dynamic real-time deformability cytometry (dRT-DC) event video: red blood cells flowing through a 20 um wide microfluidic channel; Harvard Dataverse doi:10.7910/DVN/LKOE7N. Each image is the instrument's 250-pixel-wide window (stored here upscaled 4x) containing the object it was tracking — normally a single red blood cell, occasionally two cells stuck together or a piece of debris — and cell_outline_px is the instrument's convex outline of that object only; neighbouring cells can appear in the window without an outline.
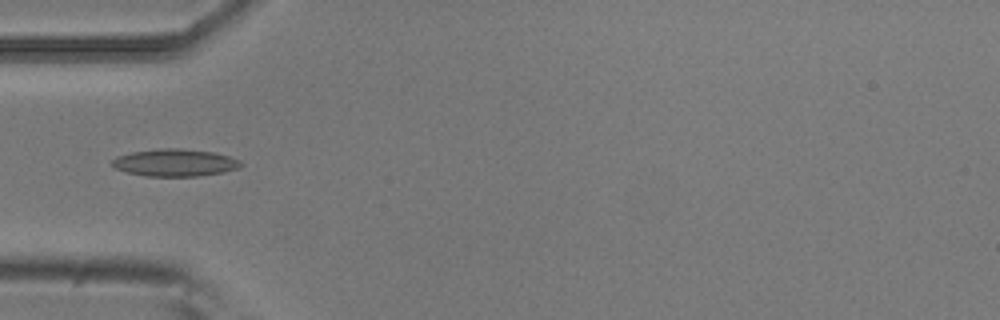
{"species": "common noctule bat (a hibernating species)", "species_latin": "Nyctalus noctula", "temperature_condition": "room temperature", "stored_images_in_passage": 2, "camera_frame_rate_fps": 3000, "um_per_image_px": 0.085, "animal": {"sex": "male", "body_mass_g": 20.5, "forearm_length_mm": 52.5}, "frame": {"image": 1, "passage_image": 2, "time_ms": 0.333, "image_size_px": [1000, 320], "cell_outline_px": [[244, 164], [240, 168], [224, 172], [196, 176], [144, 176], [128, 172], [116, 168], [112, 164], [112, 160], [116, 156], [132, 152], [160, 148], [180, 148], [216, 152], [240, 160]], "centroid_in_image_um": [14.91, 13.82], "position_along_channel_um": 70.1, "area_um2": 20.58}}